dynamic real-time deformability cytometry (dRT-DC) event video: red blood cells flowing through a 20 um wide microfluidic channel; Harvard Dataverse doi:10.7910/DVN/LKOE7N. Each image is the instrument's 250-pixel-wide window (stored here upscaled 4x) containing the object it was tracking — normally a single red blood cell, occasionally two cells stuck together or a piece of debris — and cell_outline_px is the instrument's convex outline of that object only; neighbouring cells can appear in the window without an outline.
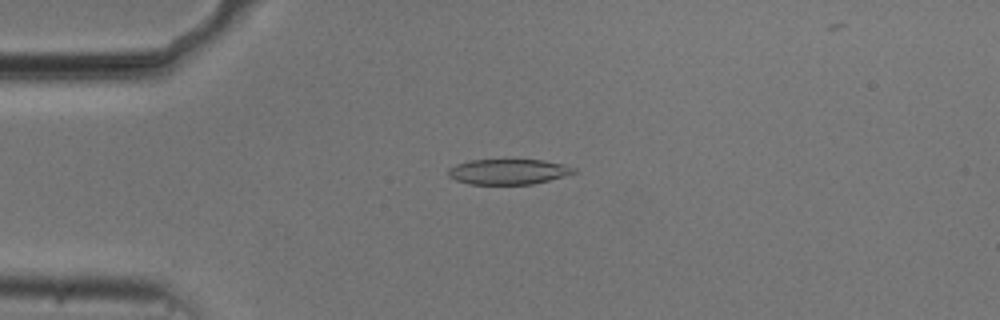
{"species": "common noctule bat (a hibernating species)", "species_latin": "Nyctalus noctula", "temperature_condition": "cold", "stored_images_in_passage": 53, "camera_frame_rate_fps": 3000, "um_per_image_px": 0.085, "animal": {"sex": "male", "body_mass_g": 20.5, "forearm_length_mm": 52.5}, "frame": {"image": 1, "passage_image": 12, "time_ms": 3.667, "image_size_px": [1000, 320], "cell_outline_px": [[576, 172], [548, 180], [532, 184], [468, 184], [456, 180], [448, 176], [448, 168], [456, 164], [472, 160], [544, 160], [576, 168]], "centroid_in_image_um": [43.16, 14.59], "position_along_channel_um": 41.8, "area_um2": 18.32}}
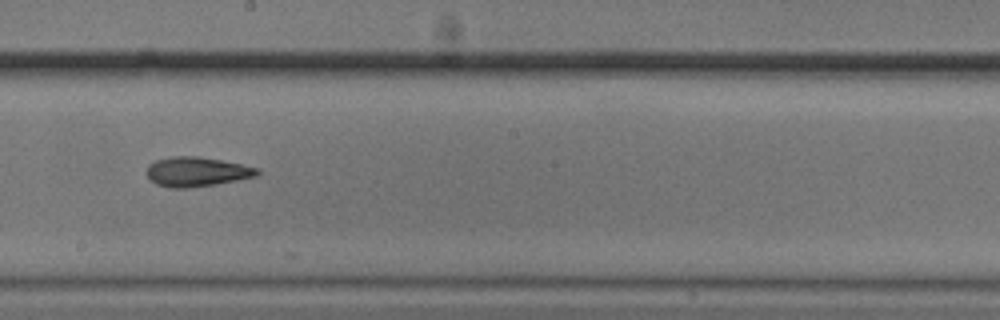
{"frame": {"image": 2, "passage_image": 29, "time_ms": 9.333, "image_size_px": [1000, 320], "cell_outline_px": [[260, 172], [256, 176], [216, 184], [188, 188], [168, 188], [156, 184], [148, 176], [148, 164], [156, 160], [172, 156], [200, 156], [260, 168]], "centroid_in_image_um": [16.72, 14.6], "position_along_channel_um": 231.5, "area_um2": 18.96}}
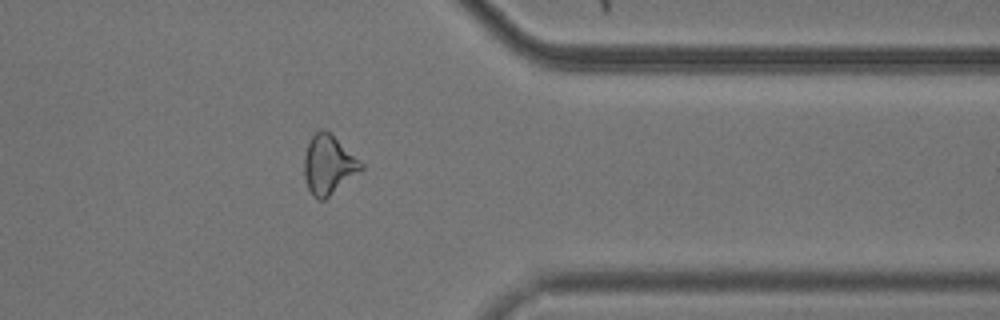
{"frame": {"image": 3, "passage_image": 42, "time_ms": 13.667, "image_size_px": [1000, 320], "cell_outline_px": [[364, 168], [324, 200], [320, 200], [312, 196], [308, 188], [304, 176], [304, 156], [308, 140], [320, 128], [324, 128], [364, 164]], "centroid_in_image_um": [27.89, 14.0], "position_along_channel_um": 383.5, "area_um2": 19.42}, "authors_computed_cell_mechanics": {"area_um2": 19.4208, "velocity_mm_per_s": 3.7501, "shape_relaxation_time_tau1_ms": 5.0622, "shape_relaxation_time_tau2_ms": 4.6604, "deformation_change_tau1": 0.1443, "deformation_change_tau2": 0.1401}}